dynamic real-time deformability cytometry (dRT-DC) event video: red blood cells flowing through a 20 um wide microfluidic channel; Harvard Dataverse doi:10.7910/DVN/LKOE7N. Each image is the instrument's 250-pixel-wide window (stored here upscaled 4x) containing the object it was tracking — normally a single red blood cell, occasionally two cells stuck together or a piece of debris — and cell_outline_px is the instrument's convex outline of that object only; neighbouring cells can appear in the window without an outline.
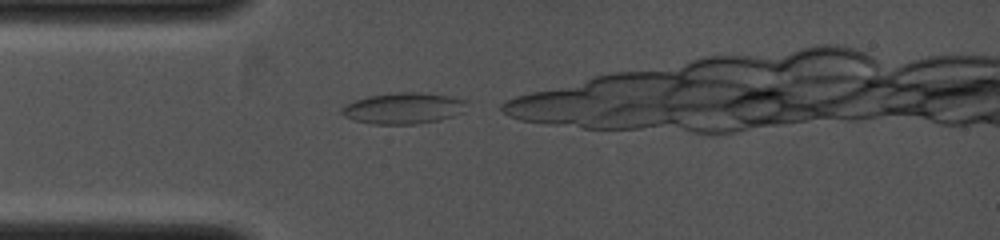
{"species": "common noctule bat (a hibernating species)", "species_latin": "Nyctalus noctula", "temperature_condition": "cold", "stored_images_in_passage": 1, "camera_frame_rate_fps": 4000, "um_per_image_px": 0.085, "animal": {"sex": "female", "body_mass_g": 19.0, "forearm_length_mm": 53.3}, "frame": {"image": 1, "passage_image": 1, "time_ms": 0.0, "image_size_px": [1000, 240], "cell_outline_px": [[468, 100], [464, 112], [440, 120], [416, 124], [376, 124], [352, 120], [344, 116], [340, 112], [340, 108], [344, 104], [368, 96], [396, 92], [416, 92], [448, 96]], "centroid_in_image_um": [34.28, 9.2], "position_along_channel_um": 50.7, "area_um2": 22.83}}